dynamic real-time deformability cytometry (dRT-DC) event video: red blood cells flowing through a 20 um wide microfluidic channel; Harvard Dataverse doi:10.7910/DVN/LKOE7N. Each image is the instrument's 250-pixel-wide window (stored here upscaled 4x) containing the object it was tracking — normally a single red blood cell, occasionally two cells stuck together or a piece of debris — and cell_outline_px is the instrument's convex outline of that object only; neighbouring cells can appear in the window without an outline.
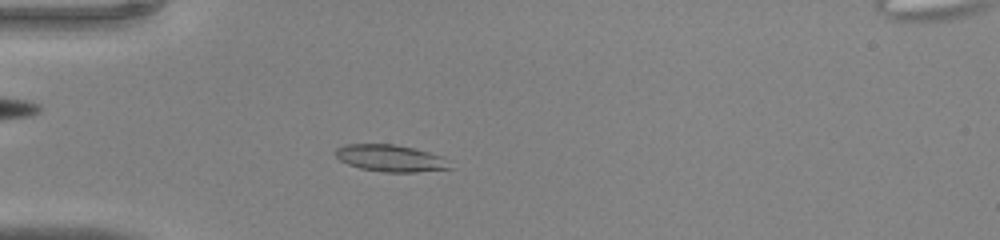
{"species": "common noctule bat (a hibernating species)", "species_latin": "Nyctalus noctula", "temperature_condition": "warm", "stored_images_in_passage": 44, "camera_frame_rate_fps": 3000, "um_per_image_px": 0.085, "animal": {"sex": "male", "body_mass_g": 20.0, "forearm_length_mm": 53.3}, "frame": {"image": 1, "passage_image": 12, "time_ms": 3.667, "image_size_px": [1000, 240], "cell_outline_px": [[452, 168], [416, 172], [384, 172], [360, 168], [348, 164], [340, 160], [336, 156], [336, 148], [344, 144], [396, 144], [444, 156], [448, 160]], "centroid_in_image_um": [33.21, 13.44], "position_along_channel_um": 51.8, "area_um2": 17.92}}
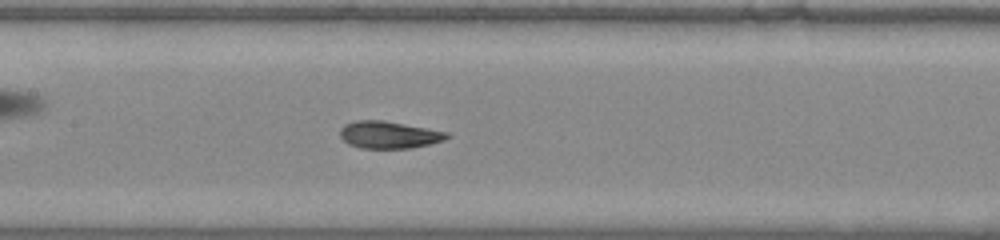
{"frame": {"image": 2, "passage_image": 21, "time_ms": 6.667, "image_size_px": [1000, 240], "cell_outline_px": [[452, 136], [444, 140], [412, 148], [360, 148], [348, 144], [340, 136], [340, 128], [344, 124], [356, 120], [384, 120], [428, 128], [448, 132]], "centroid_in_image_um": [33.06, 11.45], "position_along_channel_um": 174.3, "area_um2": 17.05}}
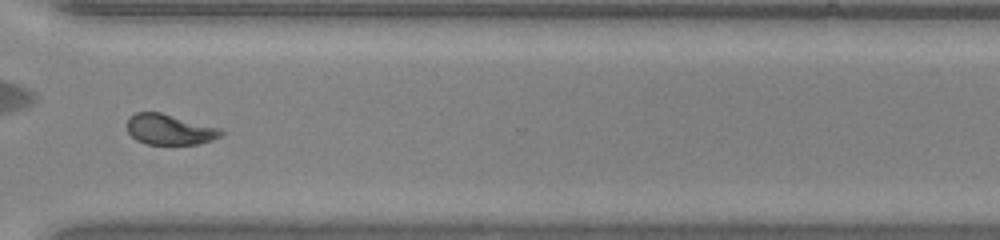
{"frame": {"image": 3, "passage_image": 33, "time_ms": 10.667, "image_size_px": [1000, 240], "cell_outline_px": [[224, 136], [212, 140], [196, 144], [144, 144], [136, 140], [128, 132], [128, 116], [136, 112], [160, 112], [224, 128]], "centroid_in_image_um": [14.47, 11.0], "position_along_channel_um": 356.1, "area_um2": 17.05}}